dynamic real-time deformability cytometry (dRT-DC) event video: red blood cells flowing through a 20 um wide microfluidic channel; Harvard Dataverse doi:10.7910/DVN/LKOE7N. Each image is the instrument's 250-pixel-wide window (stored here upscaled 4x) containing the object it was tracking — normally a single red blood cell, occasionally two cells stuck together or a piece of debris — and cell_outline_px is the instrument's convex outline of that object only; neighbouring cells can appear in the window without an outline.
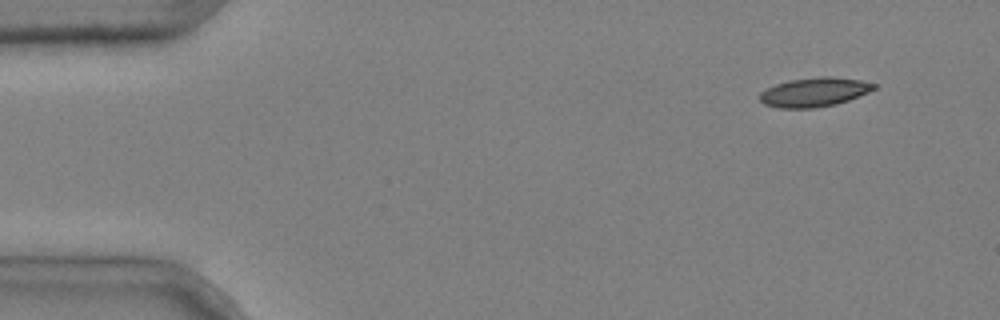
{"species": "common noctule bat (a hibernating species)", "species_latin": "Nyctalus noctula", "temperature_condition": "cold", "stored_images_in_passage": 4, "camera_frame_rate_fps": 3000, "um_per_image_px": 0.085, "animal": {"sex": "male", "body_mass_g": 20.4}, "frame": {"image": 1, "passage_image": 1, "time_ms": 0.0, "image_size_px": [1000, 320], "cell_outline_px": [[876, 88], [868, 92], [848, 100], [836, 104], [812, 108], [780, 108], [764, 104], [760, 100], [760, 92], [776, 84], [792, 80], [824, 76], [832, 76], [860, 80], [876, 84]], "centroid_in_image_um": [69.22, 7.83], "position_along_channel_um": 15.8, "area_um2": 19.13}}
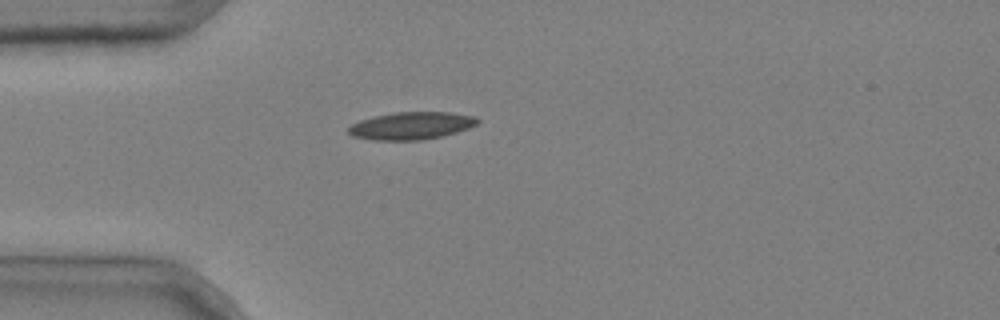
{"frame": {"image": 2, "passage_image": 3, "time_ms": 0.667, "image_size_px": [1000, 320], "cell_outline_px": [[480, 120], [476, 124], [468, 128], [444, 136], [424, 140], [372, 140], [352, 136], [348, 132], [348, 128], [352, 124], [360, 120], [376, 116], [396, 112], [448, 112], [476, 116]], "centroid_in_image_um": [34.98, 10.69], "position_along_channel_um": 50.0, "area_um2": 20.69}}